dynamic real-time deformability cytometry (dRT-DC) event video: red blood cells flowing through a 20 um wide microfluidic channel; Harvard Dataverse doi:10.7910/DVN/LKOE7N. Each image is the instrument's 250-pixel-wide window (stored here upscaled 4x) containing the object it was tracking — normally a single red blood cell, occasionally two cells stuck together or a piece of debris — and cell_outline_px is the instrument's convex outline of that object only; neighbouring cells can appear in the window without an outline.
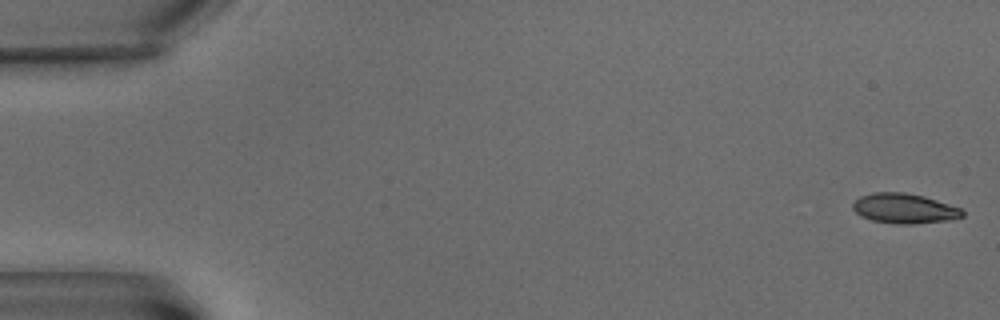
{"species": "common noctule bat (a hibernating species)", "species_latin": "Nyctalus noctula", "temperature_condition": "warm", "stored_images_in_passage": 7, "camera_frame_rate_fps": 3000, "um_per_image_px": 0.085, "animal": {"sex": "male", "body_mass_g": 15.6}, "frame": {"image": 1, "passage_image": 1, "time_ms": 0.0, "image_size_px": [1000, 320], "cell_outline_px": [[964, 216], [948, 220], [912, 224], [896, 224], [872, 220], [860, 216], [852, 208], [852, 204], [860, 196], [872, 192], [904, 192], [924, 196], [960, 208], [964, 212]], "centroid_in_image_um": [76.84, 17.71], "position_along_channel_um": 8.2, "area_um2": 19.07}}
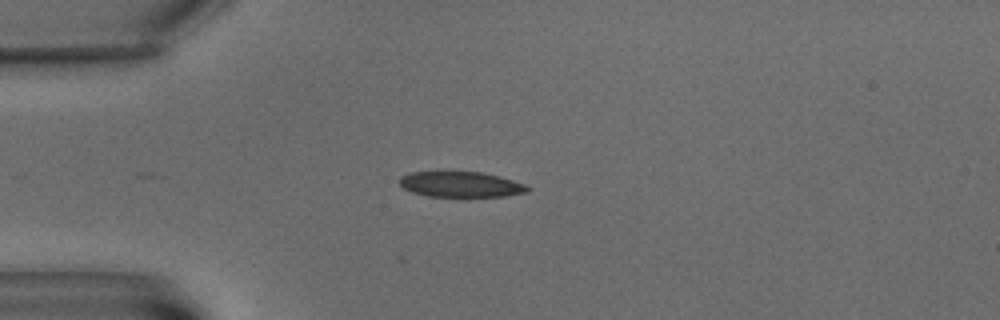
{"frame": {"image": 2, "passage_image": 5, "time_ms": 5.667, "image_size_px": [1000, 320], "cell_outline_px": [[532, 188], [528, 192], [504, 196], [428, 196], [412, 192], [404, 188], [396, 180], [400, 176], [408, 172], [440, 168], [480, 172], [500, 176], [524, 184]], "centroid_in_image_um": [39.06, 15.61], "position_along_channel_um": 45.9, "area_um2": 20.06}}
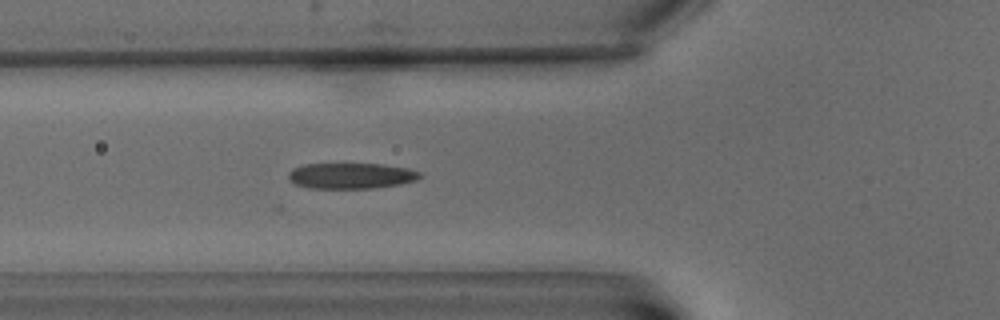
{"frame": {"image": 3, "passage_image": 7, "time_ms": 8.0, "image_size_px": [1000, 320], "cell_outline_px": [[424, 176], [416, 180], [400, 184], [372, 188], [308, 188], [296, 184], [288, 180], [288, 172], [292, 168], [304, 164], [384, 164], [408, 168], [420, 172]], "centroid_in_image_um": [29.84, 14.94], "position_along_channel_um": 96.0, "area_um2": 19.88}}